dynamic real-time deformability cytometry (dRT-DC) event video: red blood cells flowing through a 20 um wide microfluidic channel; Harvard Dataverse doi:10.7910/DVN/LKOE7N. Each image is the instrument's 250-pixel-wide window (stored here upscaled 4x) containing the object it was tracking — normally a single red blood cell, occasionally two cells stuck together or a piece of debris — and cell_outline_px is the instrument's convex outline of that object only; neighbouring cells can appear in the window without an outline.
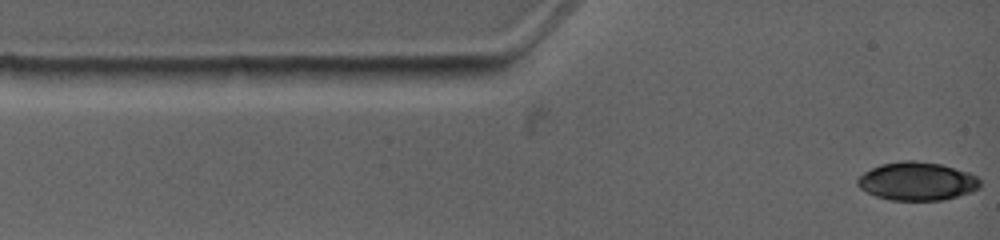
{"species": "common noctule bat (a hibernating species)", "species_latin": "Nyctalus noctula", "temperature_condition": "warm", "stored_images_in_passage": 2, "camera_frame_rate_fps": 4500, "um_per_image_px": 0.085, "animal": {"sex": "female", "body_mass_g": 19.0, "forearm_length_mm": 53.3}, "frame": {"image": 1, "passage_image": 1, "time_ms": 0.0, "image_size_px": [1000, 240], "cell_outline_px": [[980, 188], [944, 200], [892, 200], [876, 196], [860, 188], [856, 184], [856, 180], [864, 172], [880, 164], [904, 160], [916, 160], [940, 164], [968, 172], [976, 176], [980, 180]], "centroid_in_image_um": [77.93, 15.4], "position_along_channel_um": 7.1, "area_um2": 27.22}}